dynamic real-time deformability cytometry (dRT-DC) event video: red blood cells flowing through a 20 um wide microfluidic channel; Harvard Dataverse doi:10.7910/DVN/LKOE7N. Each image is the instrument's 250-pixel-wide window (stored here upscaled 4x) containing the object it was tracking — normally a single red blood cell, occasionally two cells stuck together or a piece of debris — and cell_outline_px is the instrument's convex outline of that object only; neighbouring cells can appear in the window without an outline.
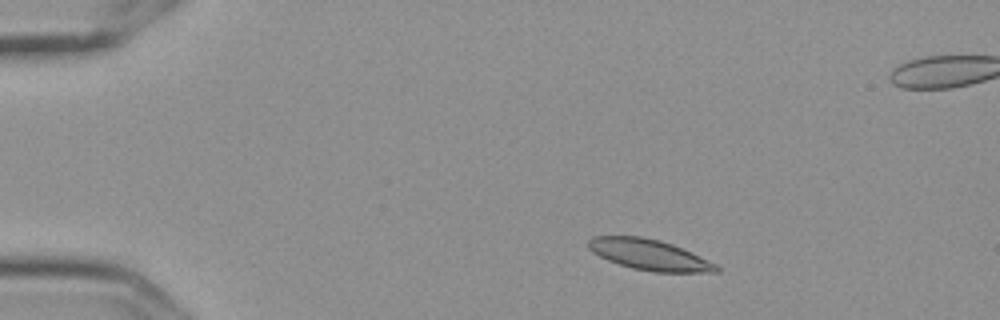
{"species": "Egyptian fruit bat (a non-hibernating species)", "species_latin": "Rousettus aegyptiacus", "temperature_condition": "cold", "stored_images_in_passage": 5, "camera_frame_rate_fps": 3000, "um_per_image_px": 0.085, "frame": {"image": 1, "passage_image": 2, "time_ms": 0.333, "image_size_px": [1000, 320], "cell_outline_px": [[720, 272], [652, 272], [632, 268], [608, 260], [592, 252], [588, 248], [588, 240], [592, 236], [640, 236], [660, 240], [672, 244], [692, 252], [716, 264], [720, 268]], "centroid_in_image_um": [55.19, 21.65], "position_along_channel_um": 29.8, "area_um2": 22.89}}